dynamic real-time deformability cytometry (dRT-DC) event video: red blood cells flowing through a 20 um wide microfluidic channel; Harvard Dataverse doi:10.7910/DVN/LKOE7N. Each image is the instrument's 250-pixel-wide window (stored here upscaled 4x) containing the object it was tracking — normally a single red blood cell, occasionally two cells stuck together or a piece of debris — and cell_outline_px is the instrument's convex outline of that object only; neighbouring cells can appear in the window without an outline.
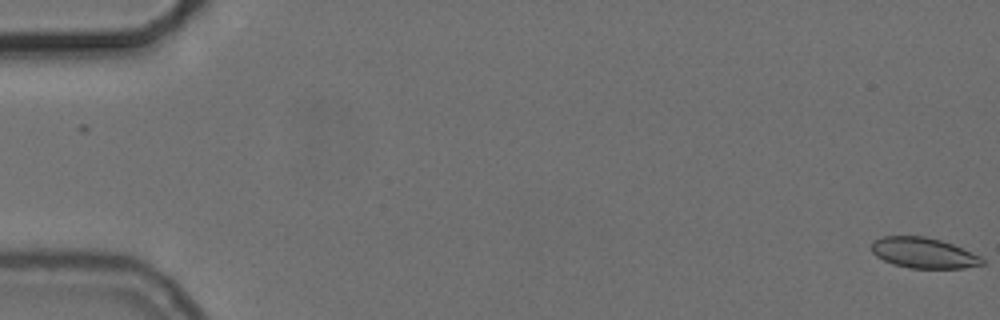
{"species": "common noctule bat (a hibernating species)", "species_latin": "Nyctalus noctula", "temperature_condition": "cold", "stored_images_in_passage": 12, "camera_frame_rate_fps": 3000, "um_per_image_px": 0.085, "animal": {"sex": "female", "body_mass_g": 24.6, "forearm_length_mm": 56.2}, "frame": {"image": 1, "passage_image": 1, "time_ms": 0.0, "image_size_px": [1000, 320], "cell_outline_px": [[984, 264], [964, 268], [908, 268], [892, 264], [876, 256], [872, 252], [872, 240], [880, 236], [924, 236], [940, 240], [952, 244], [980, 256], [984, 260]], "centroid_in_image_um": [78.47, 21.49], "position_along_channel_um": 6.5, "area_um2": 19.71}}